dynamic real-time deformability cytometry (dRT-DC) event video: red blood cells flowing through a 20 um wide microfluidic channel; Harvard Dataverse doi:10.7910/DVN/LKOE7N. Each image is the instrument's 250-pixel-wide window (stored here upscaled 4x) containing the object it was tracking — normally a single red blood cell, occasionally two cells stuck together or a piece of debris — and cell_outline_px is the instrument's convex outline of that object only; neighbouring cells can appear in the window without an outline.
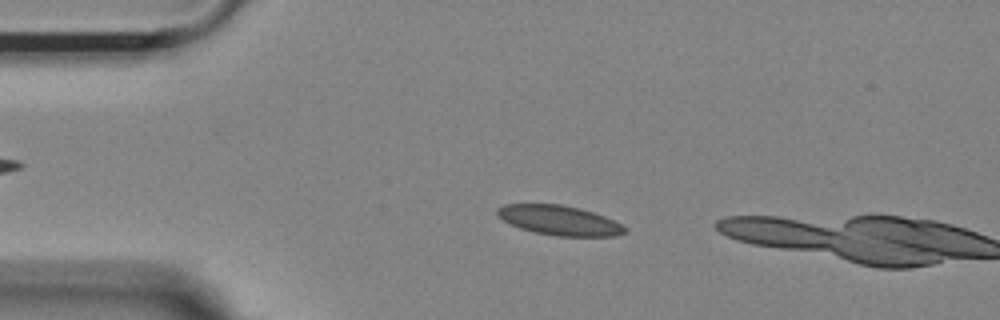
{"species": "Egyptian fruit bat (a non-hibernating species)", "species_latin": "Rousettus aegyptiacus", "temperature_condition": "room temperature", "stored_images_in_passage": 13, "camera_frame_rate_fps": 3000, "um_per_image_px": 0.085, "animal": {"sex": "female"}, "frame": {"image": 1, "passage_image": 11, "time_ms": 3.333, "image_size_px": [1000, 320], "cell_outline_px": [[628, 232], [616, 236], [556, 236], [536, 232], [520, 228], [496, 216], [496, 208], [504, 204], [560, 204], [580, 208], [604, 216], [628, 228]], "centroid_in_image_um": [47.54, 18.72], "position_along_channel_um": 37.5, "area_um2": 22.02}}